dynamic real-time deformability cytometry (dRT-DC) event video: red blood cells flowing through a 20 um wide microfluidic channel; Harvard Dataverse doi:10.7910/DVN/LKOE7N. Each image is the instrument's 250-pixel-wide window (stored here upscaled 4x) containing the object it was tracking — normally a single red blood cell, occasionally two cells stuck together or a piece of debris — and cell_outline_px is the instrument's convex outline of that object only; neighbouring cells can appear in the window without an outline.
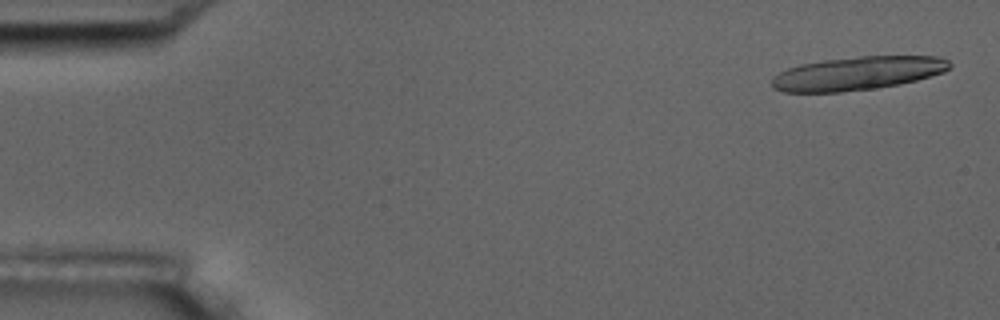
{"species": "common noctule bat (a hibernating species)", "species_latin": "Nyctalus noctula", "temperature_condition": "room temperature", "stored_images_in_passage": 7, "camera_frame_rate_fps": 3000, "um_per_image_px": 0.085, "animal": {"sex": "male", "body_mass_g": 17.5, "forearm_length_mm": 52.3}, "frame": {"image": 1, "passage_image": 1, "time_ms": 0.0, "image_size_px": [1000, 320], "cell_outline_px": [[952, 64], [944, 72], [916, 80], [900, 84], [876, 88], [840, 92], [784, 92], [772, 88], [772, 80], [780, 72], [788, 68], [800, 64], [824, 60], [860, 56], [936, 56], [948, 60]], "centroid_in_image_um": [72.9, 6.23], "position_along_channel_um": 12.1, "area_um2": 34.56}}